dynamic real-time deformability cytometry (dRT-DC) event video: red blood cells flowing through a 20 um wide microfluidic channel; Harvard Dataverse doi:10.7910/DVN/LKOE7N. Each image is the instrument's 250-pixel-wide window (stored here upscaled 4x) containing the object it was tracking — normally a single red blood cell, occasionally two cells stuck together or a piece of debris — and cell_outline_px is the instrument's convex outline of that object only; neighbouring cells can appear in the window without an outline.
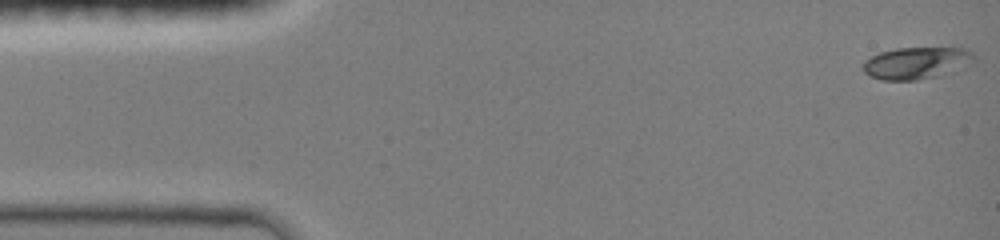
{"species": "common noctule bat (a hibernating species)", "species_latin": "Nyctalus noctula", "temperature_condition": "room temperature", "stored_images_in_passage": 11, "camera_frame_rate_fps": 3000, "um_per_image_px": 0.085, "animal": {"sex": "female", "body_mass_g": 19.0, "forearm_length_mm": 51.5}, "frame": {"image": 1, "passage_image": 1, "time_ms": 0.0, "image_size_px": [1000, 240], "cell_outline_px": [[976, 60], [972, 64], [952, 72], [940, 76], [916, 80], [880, 80], [864, 72], [864, 60], [880, 52], [896, 48], [968, 48], [972, 52]], "centroid_in_image_um": [77.96, 5.36], "position_along_channel_um": 7.0, "area_um2": 20.87}}
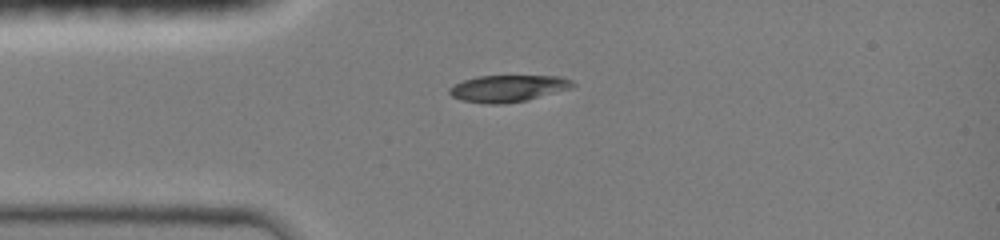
{"frame": {"image": 2, "passage_image": 10, "time_ms": 3.333, "image_size_px": [1000, 240], "cell_outline_px": [[576, 84], [572, 88], [528, 100], [504, 104], [488, 104], [460, 100], [452, 96], [448, 92], [448, 88], [464, 80], [476, 76], [560, 76], [572, 80]], "centroid_in_image_um": [43.19, 7.52], "position_along_channel_um": 41.8, "area_um2": 19.36}}